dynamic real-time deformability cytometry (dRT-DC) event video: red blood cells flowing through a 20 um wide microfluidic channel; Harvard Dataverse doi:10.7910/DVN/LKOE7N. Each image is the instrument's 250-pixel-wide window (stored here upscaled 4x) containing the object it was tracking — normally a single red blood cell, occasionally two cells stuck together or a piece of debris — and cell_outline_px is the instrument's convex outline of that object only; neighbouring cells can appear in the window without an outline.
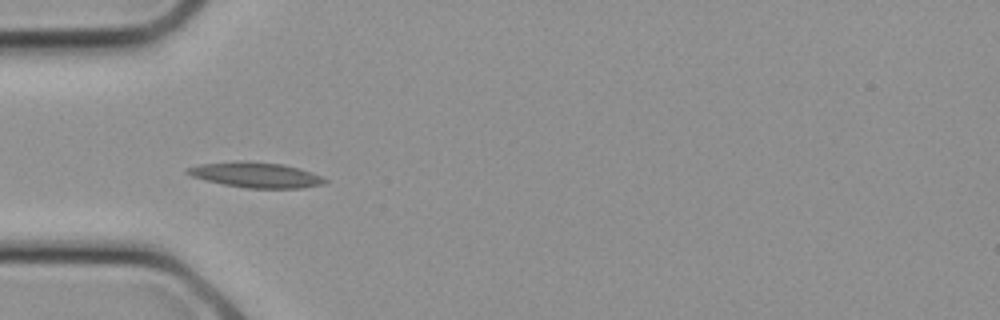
{"species": "common noctule bat (a hibernating species)", "species_latin": "Nyctalus noctula", "temperature_condition": "cold", "stored_images_in_passage": 6, "camera_frame_rate_fps": 3000, "um_per_image_px": 0.085, "animal": {"sex": "female", "body_mass_g": 21.9}, "frame": {"image": 1, "passage_image": 3, "time_ms": 0.667, "image_size_px": [1000, 320], "cell_outline_px": [[328, 180], [324, 184], [300, 188], [248, 188], [224, 184], [192, 176], [184, 172], [184, 168], [200, 164], [236, 160], [248, 160], [284, 164], [300, 168], [320, 176]], "centroid_in_image_um": [21.73, 14.84], "position_along_channel_um": 63.3, "area_um2": 20.4}}
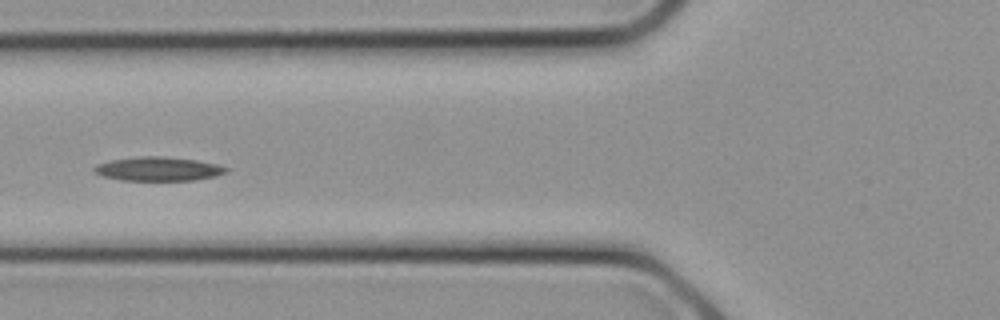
{"frame": {"image": 2, "passage_image": 5, "time_ms": 1.333, "image_size_px": [1000, 320], "cell_outline_px": [[228, 172], [216, 176], [196, 180], [120, 180], [104, 176], [96, 172], [92, 168], [96, 164], [112, 160], [140, 156], [164, 156], [196, 160], [216, 164], [228, 168]], "centroid_in_image_um": [13.47, 14.35], "position_along_channel_um": 112.3, "area_um2": 18.32}}